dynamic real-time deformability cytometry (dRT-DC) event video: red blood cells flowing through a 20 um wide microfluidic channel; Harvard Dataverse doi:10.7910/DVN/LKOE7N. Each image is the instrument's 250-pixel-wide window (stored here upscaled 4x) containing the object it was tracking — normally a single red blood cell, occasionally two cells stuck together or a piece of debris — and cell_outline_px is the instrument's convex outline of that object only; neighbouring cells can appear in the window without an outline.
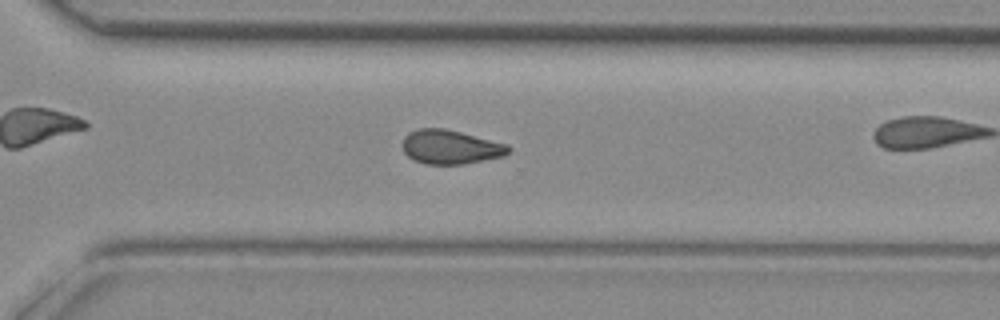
{"species": "common noctule bat (a hibernating species)", "species_latin": "Nyctalus noctula", "temperature_condition": "room temperature", "stored_images_in_passage": 30, "camera_frame_rate_fps": 3000, "um_per_image_px": 0.085, "animal": {"sex": "female", "body_mass_g": 29.2, "forearm_length_mm": 56.3}, "frame": {"image": 1, "passage_image": 26, "time_ms": 8.333, "image_size_px": [1000, 320], "cell_outline_px": [[512, 152], [504, 156], [464, 164], [424, 164], [412, 160], [404, 152], [404, 136], [408, 132], [420, 128], [444, 128], [508, 144], [512, 148]], "centroid_in_image_um": [38.32, 12.5], "position_along_channel_um": 332.3, "area_um2": 21.15}}